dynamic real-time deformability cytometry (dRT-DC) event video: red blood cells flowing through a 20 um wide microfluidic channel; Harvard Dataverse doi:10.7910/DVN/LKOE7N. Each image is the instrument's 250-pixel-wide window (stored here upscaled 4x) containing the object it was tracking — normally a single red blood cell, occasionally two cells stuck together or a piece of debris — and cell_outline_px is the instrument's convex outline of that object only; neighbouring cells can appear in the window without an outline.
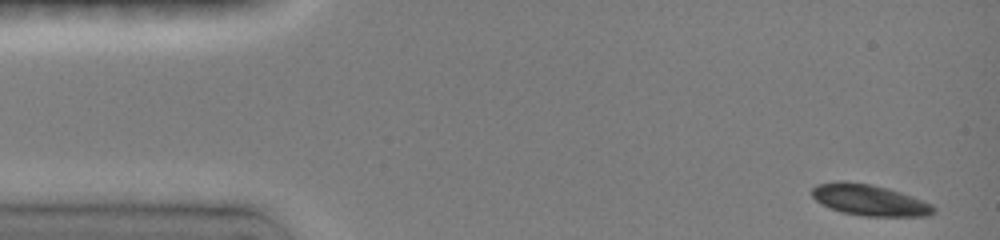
{"species": "common noctule bat (a hibernating species)", "species_latin": "Nyctalus noctula", "temperature_condition": "room temperature", "stored_images_in_passage": 6, "camera_frame_rate_fps": 3000, "um_per_image_px": 0.085, "animal": {"sex": "female", "body_mass_g": 19.0, "forearm_length_mm": 51.5}, "frame": {"image": 1, "passage_image": 1, "time_ms": 0.0, "image_size_px": [1000, 240], "cell_outline_px": [[936, 212], [928, 216], [864, 216], [840, 212], [820, 204], [812, 196], [812, 188], [816, 184], [836, 180], [844, 180], [872, 184], [888, 188], [912, 196], [932, 204], [936, 208]], "centroid_in_image_um": [73.88, 16.99], "position_along_channel_um": 11.1, "area_um2": 22.43}}
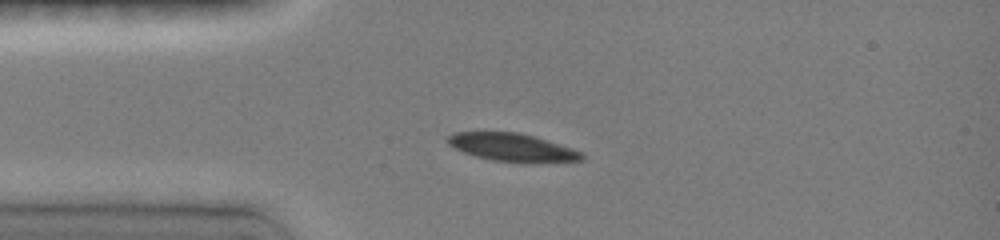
{"frame": {"image": 2, "passage_image": 5, "time_ms": 3.0, "image_size_px": [1000, 240], "cell_outline_px": [[584, 160], [528, 164], [524, 164], [492, 160], [476, 156], [464, 152], [448, 144], [444, 140], [444, 136], [452, 132], [520, 132], [548, 140], [584, 152]], "centroid_in_image_um": [43.56, 12.54], "position_along_channel_um": 41.4, "area_um2": 22.48}}